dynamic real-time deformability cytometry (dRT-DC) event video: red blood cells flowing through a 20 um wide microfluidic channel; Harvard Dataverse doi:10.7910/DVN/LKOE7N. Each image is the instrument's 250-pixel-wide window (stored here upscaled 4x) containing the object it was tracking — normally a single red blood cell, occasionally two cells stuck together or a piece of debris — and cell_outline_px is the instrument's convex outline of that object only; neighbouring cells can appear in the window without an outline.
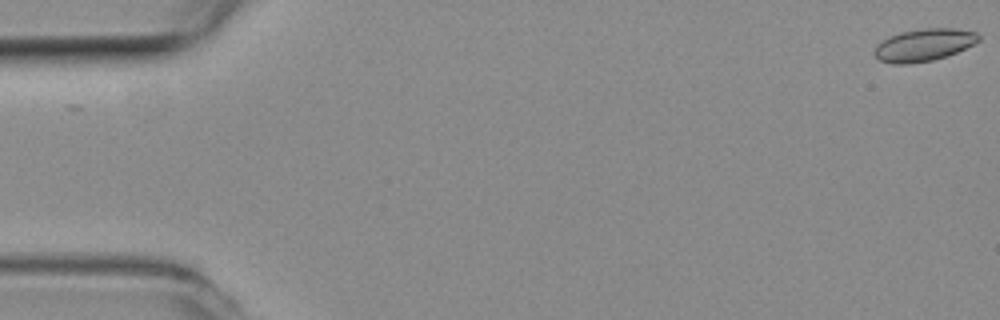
{"species": "common noctule bat (a hibernating species)", "species_latin": "Nyctalus noctula", "temperature_condition": "room temperature", "stored_images_in_passage": 11, "camera_frame_rate_fps": 3000, "um_per_image_px": 0.085, "animal": {"sex": "female", "body_mass_g": 19.3, "forearm_length_mm": 54.1}, "frame": {"image": 1, "passage_image": 1, "time_ms": 0.0, "image_size_px": [1000, 320], "cell_outline_px": [[980, 40], [956, 52], [932, 60], [908, 64], [892, 64], [880, 60], [872, 52], [876, 44], [880, 40], [888, 36], [900, 32], [924, 28], [956, 28], [976, 32], [980, 36]], "centroid_in_image_um": [78.47, 3.81], "position_along_channel_um": 6.5, "area_um2": 19.71}}